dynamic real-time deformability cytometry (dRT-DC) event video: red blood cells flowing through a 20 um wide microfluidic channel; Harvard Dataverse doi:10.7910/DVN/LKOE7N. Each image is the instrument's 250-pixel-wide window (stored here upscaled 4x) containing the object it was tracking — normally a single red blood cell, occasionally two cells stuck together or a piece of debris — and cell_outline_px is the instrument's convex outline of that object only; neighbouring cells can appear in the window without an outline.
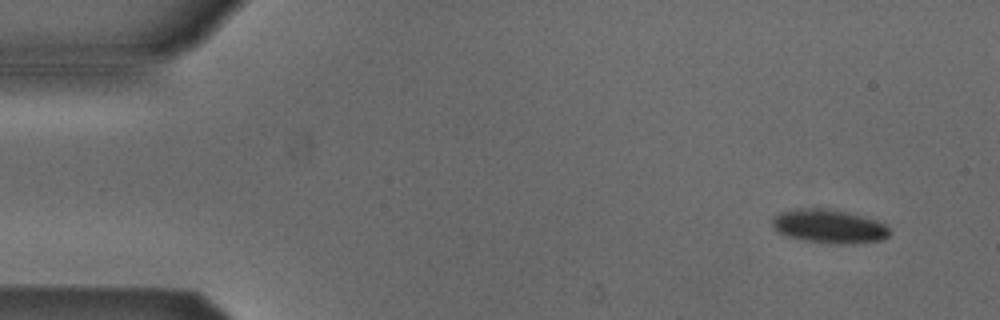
{"species": "Egyptian fruit bat (a non-hibernating species)", "species_latin": "Rousettus aegyptiacus", "temperature_condition": "cold", "stored_images_in_passage": 4, "camera_frame_rate_fps": 3000, "um_per_image_px": 0.085, "animal": {"sex": "male"}, "frame": {"image": 1, "passage_image": 1, "time_ms": 0.0, "image_size_px": [1000, 320], "cell_outline_px": [[892, 232], [884, 240], [852, 244], [832, 244], [800, 240], [788, 236], [780, 232], [772, 224], [772, 220], [780, 212], [796, 208], [824, 208], [864, 216], [876, 220], [884, 224]], "centroid_in_image_um": [70.51, 19.25], "position_along_channel_um": 14.5, "area_um2": 23.12}}
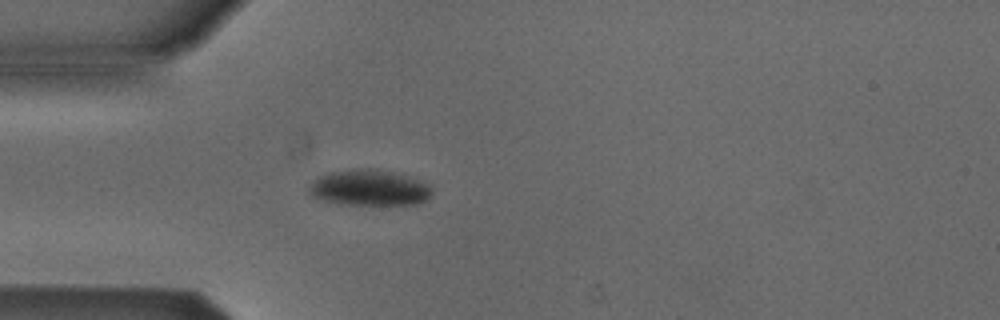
{"frame": {"image": 2, "passage_image": 4, "time_ms": 3.667, "image_size_px": [1000, 320], "cell_outline_px": [[432, 192], [428, 200], [420, 204], [336, 204], [320, 200], [312, 196], [308, 192], [308, 184], [312, 180], [328, 172], [360, 168], [372, 168], [392, 172], [428, 184], [432, 188]], "centroid_in_image_um": [31.33, 15.97], "position_along_channel_um": 53.7, "area_um2": 25.84}}